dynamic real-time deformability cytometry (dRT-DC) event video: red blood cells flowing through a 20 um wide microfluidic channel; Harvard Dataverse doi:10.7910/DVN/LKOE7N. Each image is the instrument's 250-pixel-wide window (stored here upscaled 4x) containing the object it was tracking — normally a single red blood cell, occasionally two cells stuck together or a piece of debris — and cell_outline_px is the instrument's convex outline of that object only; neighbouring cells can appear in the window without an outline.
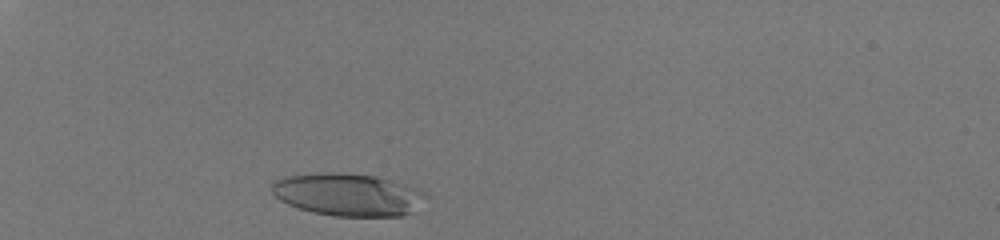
{"species": "human", "species_latin": "Homo sapiens", "temperature_condition": "room temperature", "stored_images_in_passage": 32, "camera_frame_rate_fps": 3000, "um_per_image_px": 0.085, "donor": {"sex": "male"}, "frame": {"image": 1, "passage_image": 3, "time_ms": 0.667, "image_size_px": [1000, 240], "cell_outline_px": [[428, 196], [412, 212], [404, 216], [332, 216], [312, 212], [288, 204], [280, 200], [272, 192], [272, 180], [284, 176], [328, 172], [336, 172], [376, 176], [424, 192]], "centroid_in_image_um": [29.52, 16.55], "position_along_channel_um": 55.5, "area_um2": 37.92}}
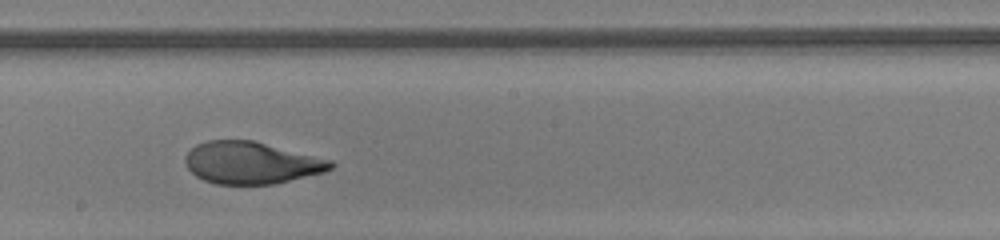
{"frame": {"image": 2, "passage_image": 19, "time_ms": 6.0, "image_size_px": [1000, 240], "cell_outline_px": [[336, 164], [332, 168], [324, 172], [276, 184], [216, 184], [204, 180], [196, 176], [188, 168], [184, 160], [184, 156], [196, 144], [208, 140], [252, 140], [332, 160]], "centroid_in_image_um": [21.36, 13.84], "position_along_channel_um": 226.8, "area_um2": 35.66}}
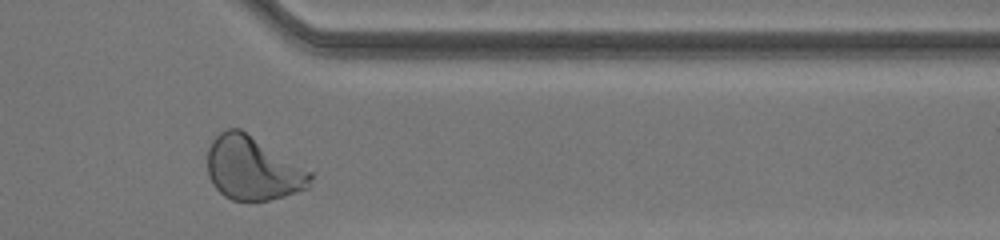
{"frame": {"image": 3, "passage_image": 31, "time_ms": 10.0, "image_size_px": [1000, 240], "cell_outline_px": [[312, 176], [308, 188], [284, 196], [268, 200], [232, 200], [224, 196], [212, 184], [208, 176], [208, 148], [212, 140], [220, 132], [228, 128], [240, 128], [312, 172]], "centroid_in_image_um": [21.46, 14.31], "position_along_channel_um": 389.9, "area_um2": 37.92}, "authors_computed_cell_mechanics": {"area_um2": 36.5296, "velocity_mm_per_s": 4.0721, "shape_relaxation_time_tau1_ms": 4.4883, "shape_relaxation_time_tau2_ms": 0.7847, "deformation_change_tau1": 0.229, "deformation_change_tau2": 0.0581}}